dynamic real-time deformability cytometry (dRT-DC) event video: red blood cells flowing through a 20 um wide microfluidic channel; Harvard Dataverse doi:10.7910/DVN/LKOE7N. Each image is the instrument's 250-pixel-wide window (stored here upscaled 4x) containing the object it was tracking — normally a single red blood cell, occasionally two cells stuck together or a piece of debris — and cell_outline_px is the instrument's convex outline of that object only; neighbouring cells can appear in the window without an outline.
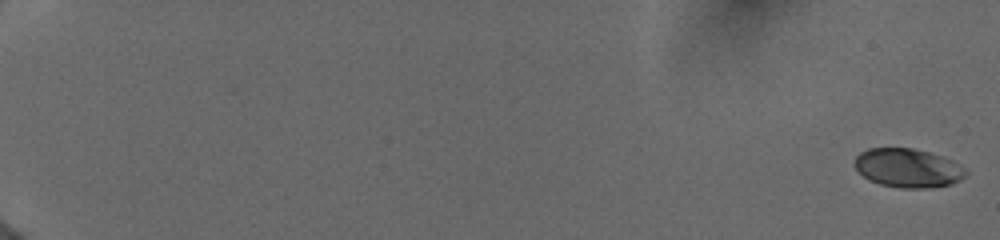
{"species": "human", "species_latin": "Homo sapiens", "temperature_condition": "cold", "stored_images_in_passage": 12, "camera_frame_rate_fps": 3000, "um_per_image_px": 0.085, "donor": {"sex": "female"}, "frame": {"image": 1, "passage_image": 1, "time_ms": 0.0, "image_size_px": [1000, 240], "cell_outline_px": [[968, 172], [960, 180], [952, 184], [928, 188], [900, 188], [880, 184], [868, 180], [852, 164], [856, 156], [860, 152], [868, 148], [912, 148], [944, 156], [952, 160], [964, 168]], "centroid_in_image_um": [77.16, 14.28], "position_along_channel_um": 7.8, "area_um2": 25.32}}
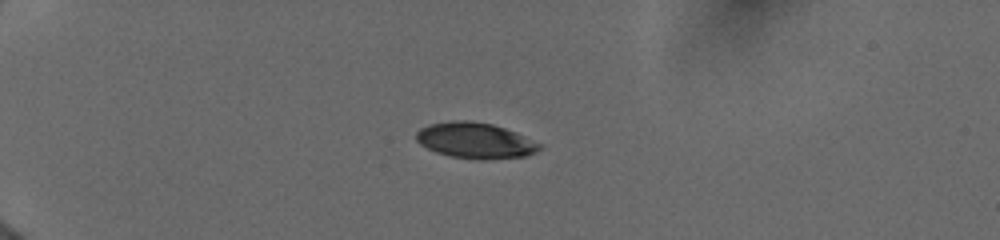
{"frame": {"image": 2, "passage_image": 9, "time_ms": 5.333, "image_size_px": [1000, 240], "cell_outline_px": [[544, 148], [528, 156], [480, 160], [452, 156], [436, 152], [420, 144], [416, 140], [416, 132], [420, 128], [428, 124], [452, 120], [468, 120], [492, 124], [516, 132], [544, 144]], "centroid_in_image_um": [40.44, 11.94], "position_along_channel_um": 44.6, "area_um2": 26.01}}
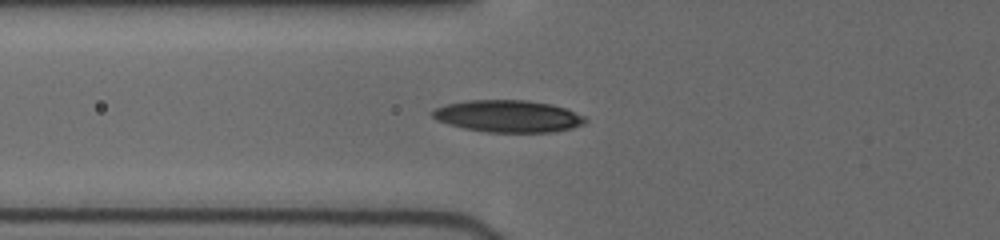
{"frame": {"image": 3, "passage_image": 12, "time_ms": 7.667, "image_size_px": [1000, 240], "cell_outline_px": [[588, 120], [584, 124], [572, 128], [552, 132], [488, 132], [464, 128], [448, 124], [436, 120], [432, 116], [432, 112], [436, 108], [448, 104], [464, 100], [528, 100], [552, 104], [564, 108], [584, 116]], "centroid_in_image_um": [43.2, 9.87], "position_along_channel_um": 82.6, "area_um2": 28.5}}